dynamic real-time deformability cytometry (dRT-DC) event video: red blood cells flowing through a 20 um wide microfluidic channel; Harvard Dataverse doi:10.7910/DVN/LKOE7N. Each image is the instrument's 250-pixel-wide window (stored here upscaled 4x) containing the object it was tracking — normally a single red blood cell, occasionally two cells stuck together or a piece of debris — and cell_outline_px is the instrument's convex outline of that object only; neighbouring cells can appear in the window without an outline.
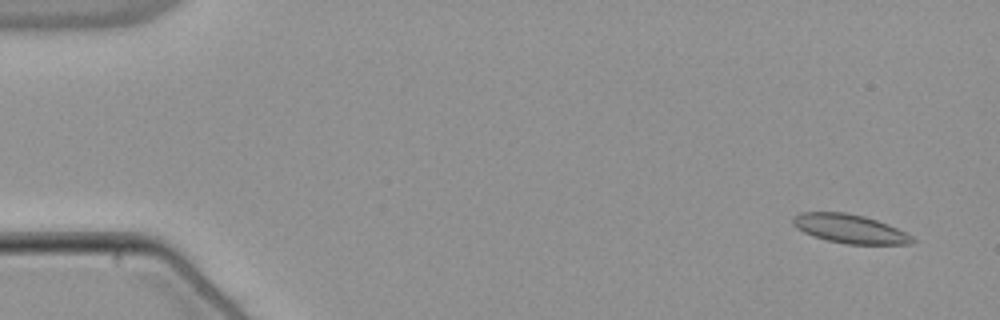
{"species": "common noctule bat (a hibernating species)", "species_latin": "Nyctalus noctula", "temperature_condition": "warm", "stored_images_in_passage": 21, "camera_frame_rate_fps": 3000, "um_per_image_px": 0.085, "animal": {"sex": "male", "body_mass_g": 21.5, "forearm_length_mm": 52.0}, "frame": {"image": 1, "passage_image": 2, "time_ms": 0.333, "image_size_px": [1000, 320], "cell_outline_px": [[916, 240], [908, 244], [848, 244], [828, 240], [812, 236], [796, 228], [792, 224], [792, 216], [800, 212], [844, 212], [864, 216], [876, 220], [896, 228], [912, 236]], "centroid_in_image_um": [72.17, 19.44], "position_along_channel_um": 12.8, "area_um2": 19.94}}
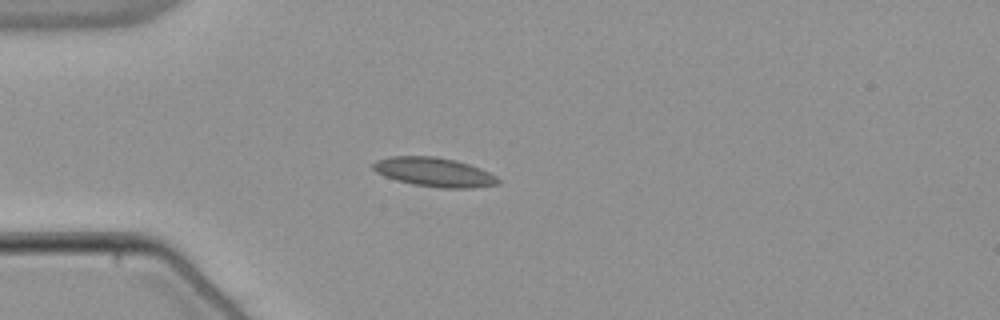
{"frame": {"image": 2, "passage_image": 14, "time_ms": 4.333, "image_size_px": [1000, 320], "cell_outline_px": [[500, 184], [472, 188], [440, 188], [412, 184], [396, 180], [384, 176], [376, 172], [372, 168], [372, 164], [376, 160], [392, 156], [436, 156], [456, 160], [480, 168], [496, 176], [500, 180]], "centroid_in_image_um": [36.9, 14.63], "position_along_channel_um": 48.1, "area_um2": 21.33}}